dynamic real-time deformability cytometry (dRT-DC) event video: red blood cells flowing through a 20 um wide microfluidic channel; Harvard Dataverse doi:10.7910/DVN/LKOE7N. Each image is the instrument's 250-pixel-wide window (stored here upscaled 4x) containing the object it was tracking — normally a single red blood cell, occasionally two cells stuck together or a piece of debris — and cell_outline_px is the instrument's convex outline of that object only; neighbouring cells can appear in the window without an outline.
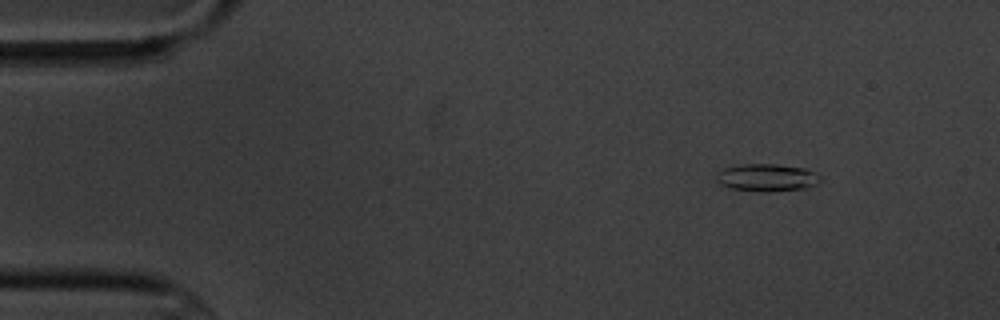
{"species": "common noctule bat (a hibernating species)", "species_latin": "Nyctalus noctula", "temperature_condition": "cold", "stored_images_in_passage": 5, "camera_frame_rate_fps": 3000, "um_per_image_px": 0.085, "animal": {"sex": "male", "body_mass_g": 20.1, "forearm_length_mm": 53.5}, "frame": {"image": 1, "passage_image": 1, "time_ms": 0.0, "image_size_px": [1000, 320], "cell_outline_px": [[824, 180], [808, 188], [768, 192], [756, 192], [732, 188], [720, 184], [716, 180], [716, 176], [724, 168], [744, 164], [776, 164], [804, 168], [816, 172]], "centroid_in_image_um": [65.24, 15.11], "position_along_channel_um": 19.8, "area_um2": 16.82}}